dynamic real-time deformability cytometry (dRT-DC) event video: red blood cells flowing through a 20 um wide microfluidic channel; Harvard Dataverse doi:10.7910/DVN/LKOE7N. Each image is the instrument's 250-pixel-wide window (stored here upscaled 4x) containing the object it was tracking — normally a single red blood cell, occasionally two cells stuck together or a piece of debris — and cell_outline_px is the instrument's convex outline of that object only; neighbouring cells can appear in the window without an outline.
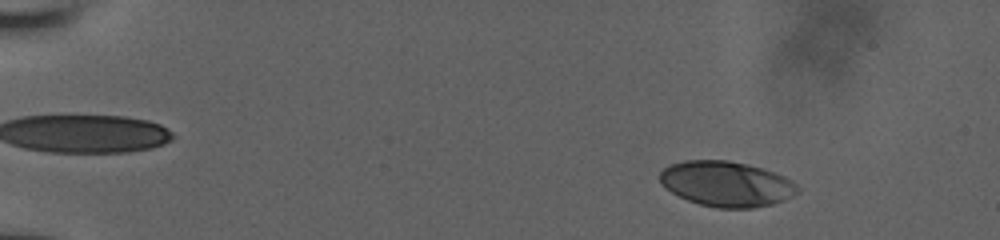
{"species": "human", "species_latin": "Homo sapiens", "temperature_condition": "room temperature", "stored_images_in_passage": 9, "camera_frame_rate_fps": 3000, "um_per_image_px": 0.085, "donor": {"sex": "male"}, "frame": {"image": 1, "passage_image": 9, "time_ms": 2.667, "image_size_px": [1000, 240], "cell_outline_px": [[800, 192], [784, 200], [772, 204], [752, 208], [716, 208], [700, 204], [688, 200], [664, 188], [660, 180], [660, 172], [664, 168], [672, 164], [684, 160], [728, 160], [748, 164], [764, 168], [784, 176], [792, 180], [800, 188]], "centroid_in_image_um": [61.78, 15.63], "position_along_channel_um": 23.2, "area_um2": 36.53}}